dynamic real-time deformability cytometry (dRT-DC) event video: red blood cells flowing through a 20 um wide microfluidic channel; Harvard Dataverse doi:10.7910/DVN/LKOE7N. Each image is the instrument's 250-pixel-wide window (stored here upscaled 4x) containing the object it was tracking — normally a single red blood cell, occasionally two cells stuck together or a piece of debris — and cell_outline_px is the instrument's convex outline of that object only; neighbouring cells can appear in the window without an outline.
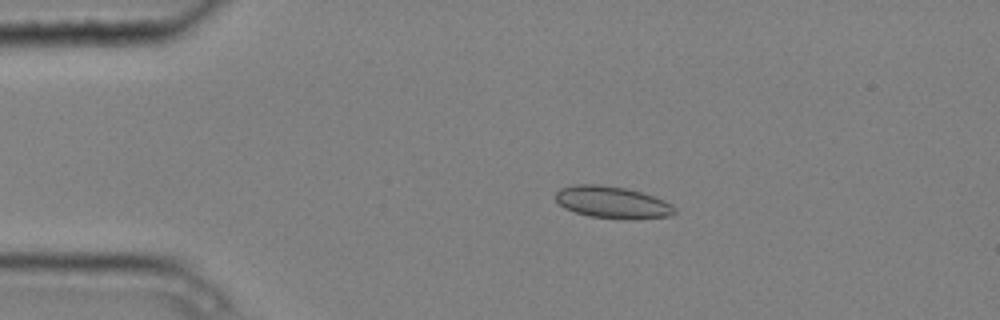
{"species": "common noctule bat (a hibernating species)", "species_latin": "Nyctalus noctula", "temperature_condition": "cold", "stored_images_in_passage": 4, "camera_frame_rate_fps": 3000, "um_per_image_px": 0.085, "animal": {"sex": "male", "body_mass_g": 20.4}, "frame": {"image": 1, "passage_image": 2, "time_ms": 0.333, "image_size_px": [1000, 320], "cell_outline_px": [[676, 212], [672, 216], [632, 220], [588, 216], [564, 208], [556, 200], [556, 192], [560, 188], [576, 184], [600, 184], [628, 188], [644, 192], [672, 204], [676, 208]], "centroid_in_image_um": [52.09, 17.2], "position_along_channel_um": 32.9, "area_um2": 22.54}}
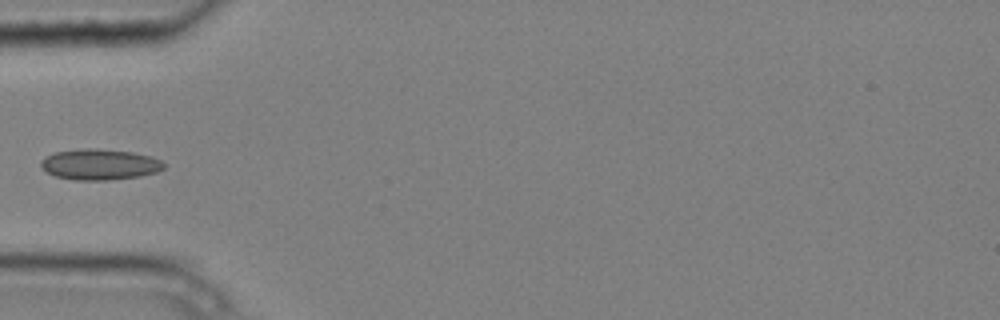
{"frame": {"image": 2, "passage_image": 4, "time_ms": 1.0, "image_size_px": [1000, 320], "cell_outline_px": [[164, 168], [156, 172], [140, 176], [108, 180], [76, 180], [56, 176], [40, 168], [40, 160], [56, 152], [84, 148], [96, 148], [132, 152], [152, 156], [160, 160], [164, 164]], "centroid_in_image_um": [8.47, 13.97], "position_along_channel_um": 76.5, "area_um2": 22.02}}